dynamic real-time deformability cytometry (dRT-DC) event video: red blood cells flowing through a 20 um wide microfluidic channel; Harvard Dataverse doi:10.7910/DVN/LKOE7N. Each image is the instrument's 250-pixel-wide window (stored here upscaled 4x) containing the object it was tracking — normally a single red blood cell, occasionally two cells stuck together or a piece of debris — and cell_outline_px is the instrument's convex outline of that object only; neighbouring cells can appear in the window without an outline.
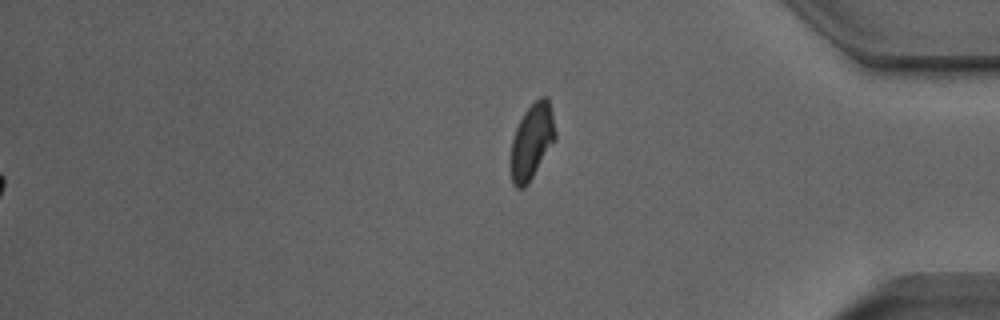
{"species": "Egyptian fruit bat (a non-hibernating species)", "species_latin": "Rousettus aegyptiacus", "temperature_condition": "room temperature", "stored_images_in_passage": 50, "segment_of_instrument_passage": [2, 2], "camera_frame_rate_fps": 3000, "um_per_image_px": 0.085, "animal": {"sex": "male"}, "frame": {"image": 1, "passage_image": 50, "time_ms": 16.333, "image_size_px": [1000, 320], "cell_outline_px": [[556, 140], [524, 188], [516, 188], [512, 184], [512, 140], [516, 128], [524, 112], [540, 96], [548, 96], [552, 112], [556, 132]], "centroid_in_image_um": [45.24, 11.97], "position_along_channel_um": 390.0, "area_um2": 19.25}}